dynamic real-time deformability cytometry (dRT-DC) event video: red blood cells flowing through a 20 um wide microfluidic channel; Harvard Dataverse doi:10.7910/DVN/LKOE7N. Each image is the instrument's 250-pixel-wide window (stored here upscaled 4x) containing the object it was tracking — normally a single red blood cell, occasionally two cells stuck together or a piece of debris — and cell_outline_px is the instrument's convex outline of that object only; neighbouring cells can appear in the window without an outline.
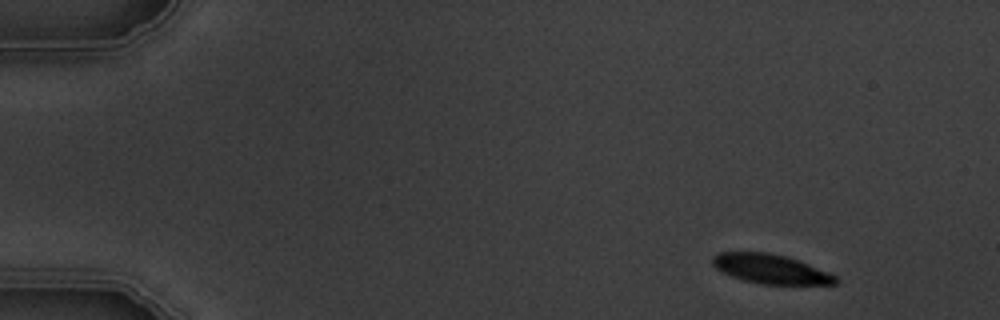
{"species": "common noctule bat (a hibernating species)", "species_latin": "Nyctalus noctula", "temperature_condition": "warm", "stored_images_in_passage": 4, "camera_frame_rate_fps": 3000, "um_per_image_px": 0.085, "animal": {"sex": "male", "body_mass_g": 19.5, "forearm_length_mm": 54.6}, "frame": {"image": 1, "passage_image": 1, "time_ms": 0.0, "image_size_px": [1000, 320], "cell_outline_px": [[840, 280], [836, 284], [760, 284], [744, 280], [732, 276], [716, 268], [712, 264], [712, 256], [720, 252], [768, 252], [784, 256], [808, 264], [828, 272], [836, 276]], "centroid_in_image_um": [65.5, 22.86], "position_along_channel_um": 19.5, "area_um2": 20.81}}
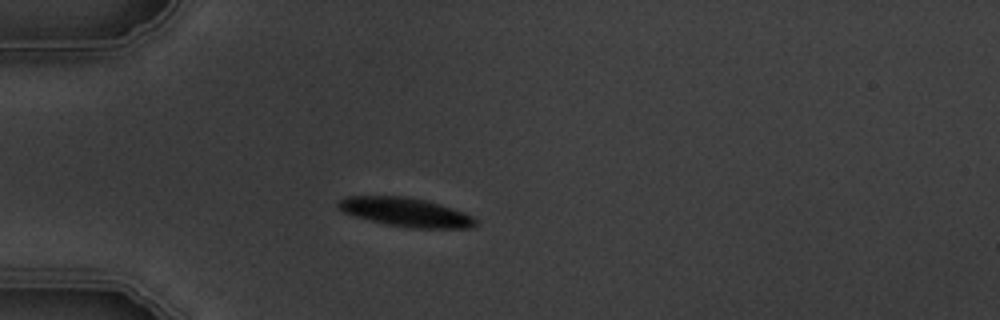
{"frame": {"image": 2, "passage_image": 4, "time_ms": 3.333, "image_size_px": [1000, 320], "cell_outline_px": [[480, 220], [472, 228], [408, 228], [384, 224], [356, 216], [344, 212], [336, 204], [340, 200], [348, 196], [408, 196], [440, 204], [464, 212]], "centroid_in_image_um": [34.54, 18.04], "position_along_channel_um": 50.5, "area_um2": 23.12}}